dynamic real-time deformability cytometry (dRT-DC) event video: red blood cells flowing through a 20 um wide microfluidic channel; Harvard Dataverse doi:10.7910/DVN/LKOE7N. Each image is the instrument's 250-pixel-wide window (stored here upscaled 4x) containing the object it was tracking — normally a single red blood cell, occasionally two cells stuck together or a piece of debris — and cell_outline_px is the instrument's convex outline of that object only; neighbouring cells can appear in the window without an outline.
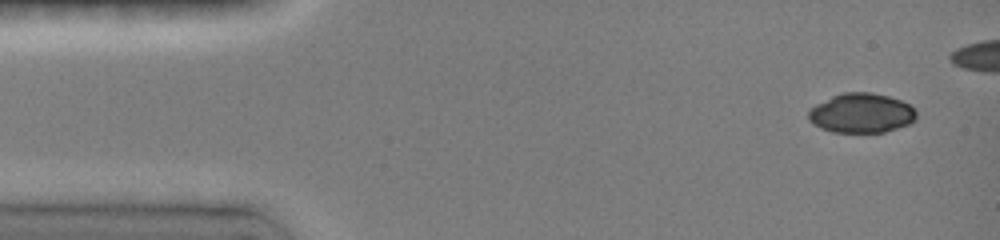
{"species": "common noctule bat (a hibernating species)", "species_latin": "Nyctalus noctula", "temperature_condition": "room temperature", "stored_images_in_passage": 8, "camera_frame_rate_fps": 3000, "um_per_image_px": 0.085, "animal": {"sex": "female", "body_mass_g": 19.0, "forearm_length_mm": 51.5}, "frame": {"image": 1, "passage_image": 1, "time_ms": 0.0, "image_size_px": [1000, 240], "cell_outline_px": [[916, 120], [908, 124], [884, 132], [832, 132], [820, 128], [812, 124], [808, 120], [808, 112], [816, 104], [832, 96], [844, 92], [872, 92], [888, 96], [900, 100], [916, 108]], "centroid_in_image_um": [73.21, 9.61], "position_along_channel_um": 11.8, "area_um2": 24.97}}